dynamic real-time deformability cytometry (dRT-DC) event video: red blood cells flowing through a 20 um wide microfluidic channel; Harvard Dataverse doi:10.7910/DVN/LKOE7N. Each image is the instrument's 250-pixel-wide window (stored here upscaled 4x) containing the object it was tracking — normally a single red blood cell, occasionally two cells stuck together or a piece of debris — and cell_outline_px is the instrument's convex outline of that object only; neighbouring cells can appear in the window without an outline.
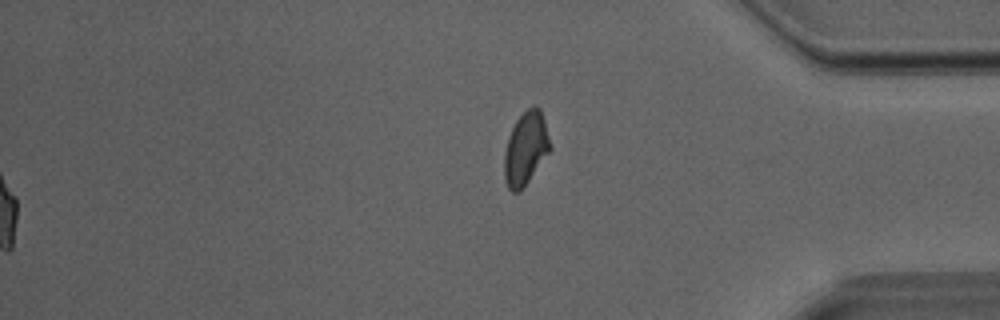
{"species": "Egyptian fruit bat (a non-hibernating species)", "species_latin": "Rousettus aegyptiacus", "temperature_condition": "room temperature", "stored_images_in_passage": 37, "segment_of_instrument_passage": [2, 2], "camera_frame_rate_fps": 3000, "um_per_image_px": 0.085, "animal": {"sex": "male"}, "frame": {"image": 1, "passage_image": 37, "time_ms": 12.0, "image_size_px": [1000, 320], "cell_outline_px": [[552, 148], [520, 192], [512, 192], [508, 188], [504, 180], [504, 152], [508, 136], [516, 120], [528, 108], [536, 104], [540, 108], [544, 120]], "centroid_in_image_um": [44.67, 12.63], "position_along_channel_um": 390.5, "area_um2": 19.54}}